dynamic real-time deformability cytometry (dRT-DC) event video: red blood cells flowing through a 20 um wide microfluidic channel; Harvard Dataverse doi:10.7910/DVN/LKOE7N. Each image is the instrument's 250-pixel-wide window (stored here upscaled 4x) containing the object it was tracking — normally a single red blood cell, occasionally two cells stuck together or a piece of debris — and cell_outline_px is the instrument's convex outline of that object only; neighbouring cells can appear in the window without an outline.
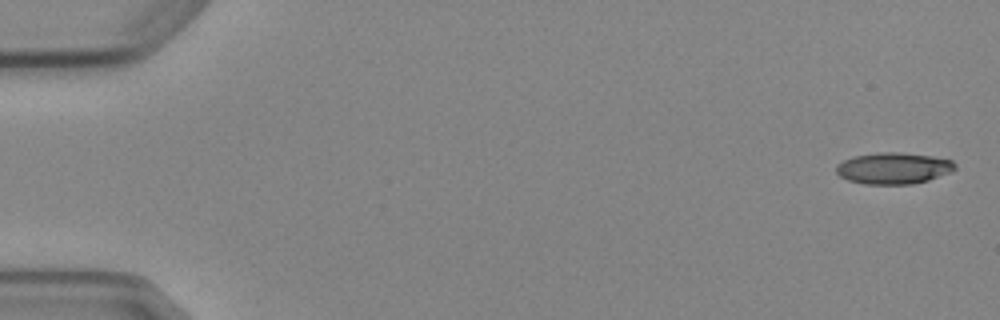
{"species": "Egyptian fruit bat (a non-hibernating species)", "species_latin": "Rousettus aegyptiacus", "temperature_condition": "cold", "stored_images_in_passage": 6, "camera_frame_rate_fps": 3000, "um_per_image_px": 0.085, "animal": {"sex": "female"}, "frame": {"image": 1, "passage_image": 1, "time_ms": 0.0, "image_size_px": [1000, 320], "cell_outline_px": [[956, 168], [952, 172], [928, 180], [912, 184], [864, 184], [848, 180], [840, 176], [836, 172], [836, 164], [852, 156], [880, 152], [896, 152], [932, 156], [952, 160], [956, 164]], "centroid_in_image_um": [75.94, 14.3], "position_along_channel_um": 9.1, "area_um2": 21.85}}